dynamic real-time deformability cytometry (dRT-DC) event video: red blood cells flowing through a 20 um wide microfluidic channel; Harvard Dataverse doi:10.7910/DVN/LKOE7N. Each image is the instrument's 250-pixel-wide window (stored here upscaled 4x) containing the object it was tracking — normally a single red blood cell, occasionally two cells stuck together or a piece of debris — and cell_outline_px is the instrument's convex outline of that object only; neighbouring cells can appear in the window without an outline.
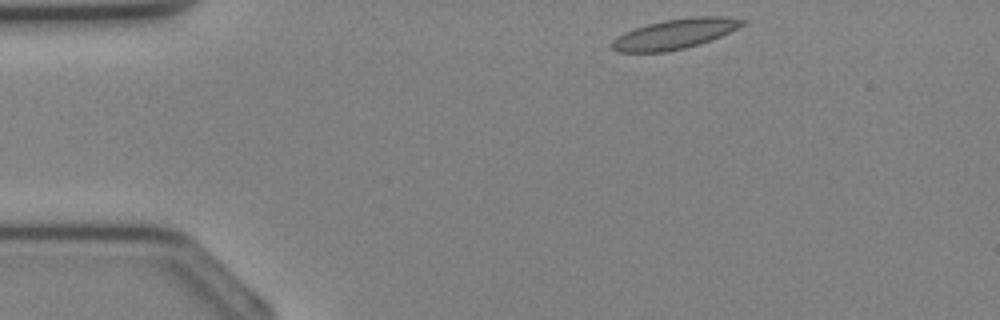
{"species": "Egyptian fruit bat (a non-hibernating species)", "species_latin": "Rousettus aegyptiacus", "temperature_condition": "cold", "stored_images_in_passage": 31, "camera_frame_rate_fps": 3000, "um_per_image_px": 0.085, "animal": {"sex": "female"}, "frame": {"image": 1, "passage_image": 1, "time_ms": 0.0, "image_size_px": [1000, 320], "cell_outline_px": [[748, 20], [744, 24], [720, 36], [684, 48], [664, 52], [620, 52], [612, 48], [612, 40], [616, 36], [624, 32], [648, 24], [664, 20], [692, 16], [724, 16]], "centroid_in_image_um": [57.35, 2.87], "position_along_channel_um": 27.7, "area_um2": 22.48}}
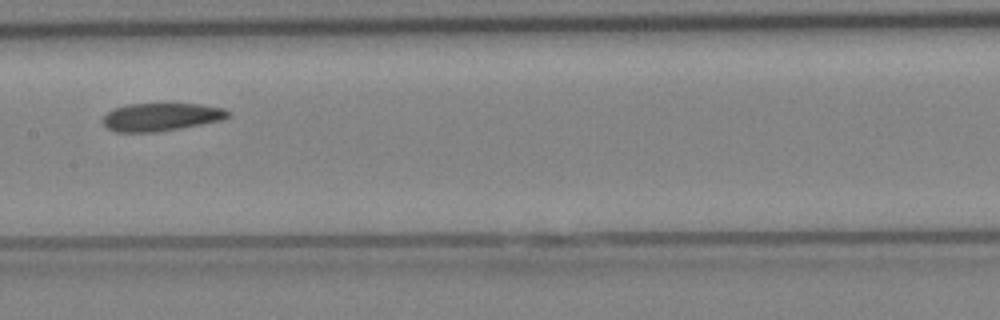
{"frame": {"image": 2, "passage_image": 13, "time_ms": 4.0, "image_size_px": [1000, 320], "cell_outline_px": [[232, 112], [228, 116], [220, 120], [200, 124], [156, 132], [116, 132], [108, 128], [104, 124], [104, 116], [112, 108], [128, 104], [196, 104], [224, 108]], "centroid_in_image_um": [13.67, 9.93], "position_along_channel_um": 193.7, "area_um2": 20.11}}
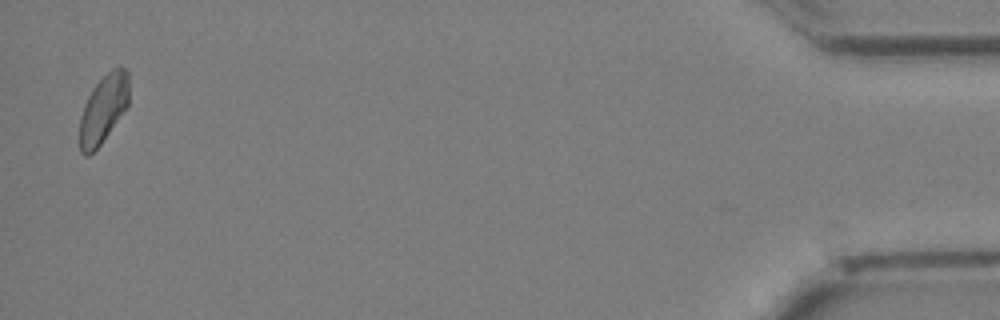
{"frame": {"image": 3, "passage_image": 30, "time_ms": 9.667, "image_size_px": [1000, 320], "cell_outline_px": [[128, 108], [100, 144], [88, 156], [84, 156], [80, 152], [80, 116], [84, 104], [88, 96], [96, 84], [112, 68], [120, 64], [128, 68]], "centroid_in_image_um": [8.81, 9.23], "position_along_channel_um": 426.4, "area_um2": 19.77}}